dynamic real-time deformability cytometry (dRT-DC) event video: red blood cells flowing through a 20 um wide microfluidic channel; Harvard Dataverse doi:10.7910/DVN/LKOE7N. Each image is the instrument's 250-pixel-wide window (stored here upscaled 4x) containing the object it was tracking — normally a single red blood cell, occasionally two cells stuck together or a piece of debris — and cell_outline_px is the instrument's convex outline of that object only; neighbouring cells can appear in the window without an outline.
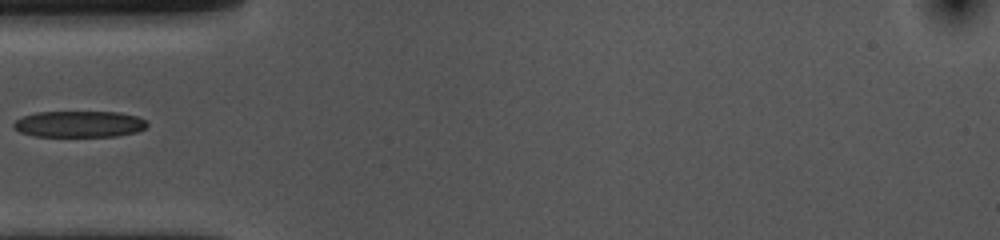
{"species": "common noctule bat (a hibernating species)", "species_latin": "Nyctalus noctula", "temperature_condition": "cold", "stored_images_in_passage": 39, "camera_frame_rate_fps": 3000, "um_per_image_px": 0.085, "animal": {"sex": "female", "body_mass_g": 10.0, "forearm_length_mm": 53.1}, "frame": {"image": 1, "passage_image": 1, "time_ms": 0.0, "image_size_px": [1000, 240], "cell_outline_px": [[148, 124], [144, 128], [136, 132], [116, 136], [32, 136], [20, 132], [12, 128], [12, 124], [16, 120], [24, 116], [36, 112], [120, 112], [136, 116], [148, 120]], "centroid_in_image_um": [6.73, 10.54], "position_along_channel_um": 78.3, "area_um2": 20.58}}
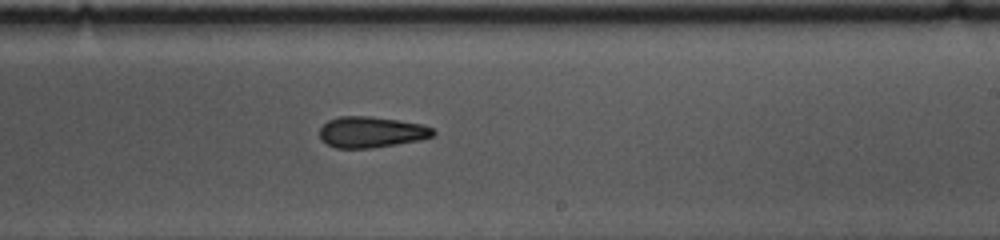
{"frame": {"image": 2, "passage_image": 16, "time_ms": 5.0, "image_size_px": [1000, 240], "cell_outline_px": [[436, 132], [432, 136], [420, 140], [372, 148], [336, 148], [320, 140], [320, 128], [328, 120], [340, 116], [372, 116], [400, 120], [424, 124], [432, 128]], "centroid_in_image_um": [31.57, 11.22], "position_along_channel_um": 257.4, "area_um2": 20.63}}
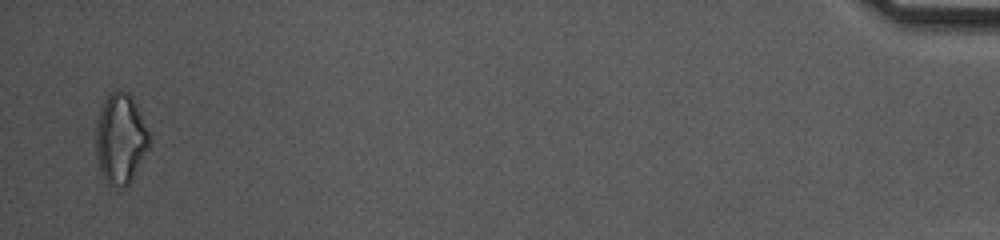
{"frame": {"image": 3, "passage_image": 38, "time_ms": 12.333, "image_size_px": [1000, 240], "cell_outline_px": [[148, 148], [128, 184], [108, 184], [104, 180], [100, 172], [96, 156], [96, 124], [104, 100], [108, 92], [116, 88], [120, 88], [128, 92], [132, 96], [148, 132]], "centroid_in_image_um": [10.2, 11.71], "position_along_channel_um": 425.0, "area_um2": 27.57}}